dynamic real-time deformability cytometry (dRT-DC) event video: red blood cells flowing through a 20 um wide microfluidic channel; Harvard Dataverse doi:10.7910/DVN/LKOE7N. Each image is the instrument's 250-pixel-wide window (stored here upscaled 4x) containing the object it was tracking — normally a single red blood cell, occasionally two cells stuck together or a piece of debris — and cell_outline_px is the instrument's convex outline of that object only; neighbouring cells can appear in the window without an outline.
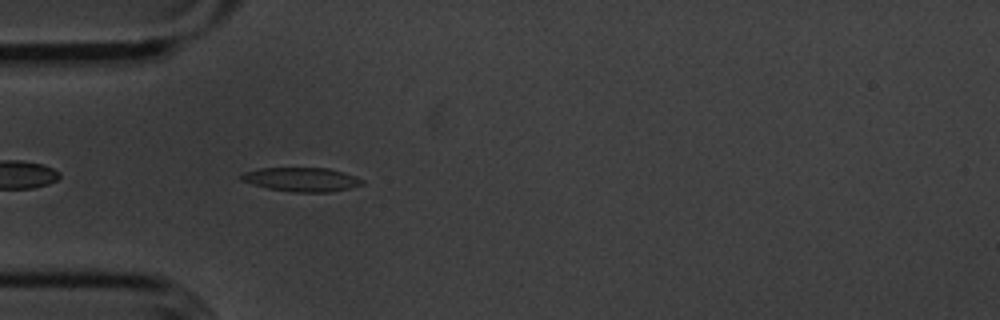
{"species": "common noctule bat (a hibernating species)", "species_latin": "Nyctalus noctula", "temperature_condition": "cold", "stored_images_in_passage": 21, "camera_frame_rate_fps": 3000, "um_per_image_px": 0.085, "animal": {"sex": "male", "body_mass_g": 20.1, "forearm_length_mm": 53.5}, "frame": {"image": 1, "passage_image": 4, "time_ms": 1.0, "image_size_px": [1000, 320], "cell_outline_px": [[364, 184], [348, 188], [328, 192], [292, 192], [268, 188], [252, 184], [240, 180], [240, 176], [244, 172], [260, 168], [328, 168], [344, 172], [356, 176], [364, 180]], "centroid_in_image_um": [25.64, 15.25], "position_along_channel_um": 59.4, "area_um2": 16.88}}
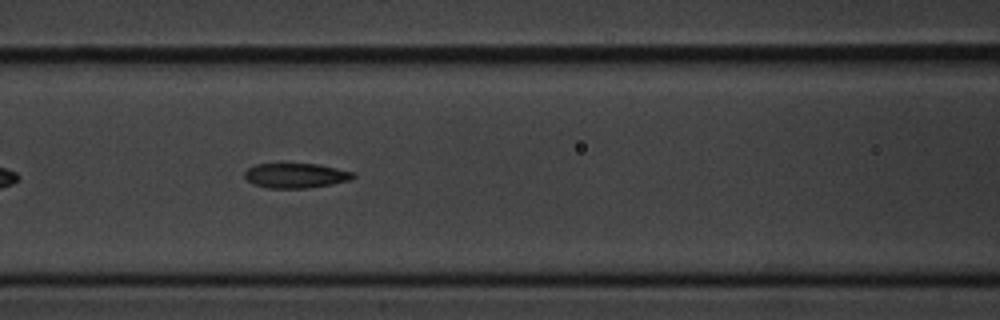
{"frame": {"image": 2, "passage_image": 11, "time_ms": 3.333, "image_size_px": [1000, 320], "cell_outline_px": [[356, 176], [352, 180], [332, 184], [308, 188], [268, 188], [252, 184], [244, 176], [244, 172], [248, 168], [256, 164], [316, 164], [336, 168], [352, 172]], "centroid_in_image_um": [25.13, 14.93], "position_along_channel_um": 141.5, "area_um2": 15.66}}
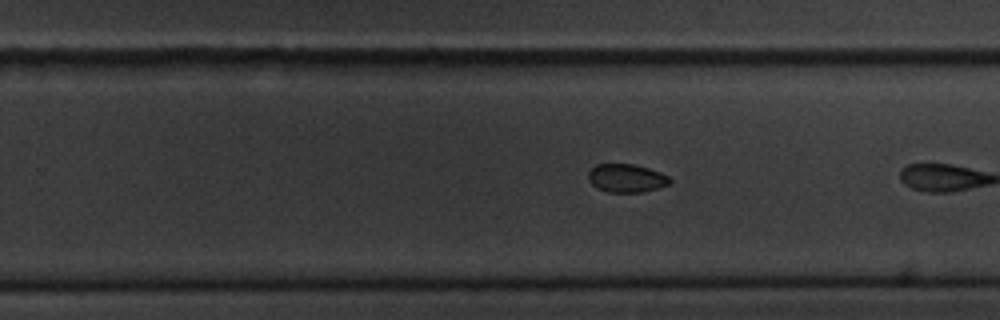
{"frame": {"image": 3, "passage_image": 20, "time_ms": 6.333, "image_size_px": [1000, 320], "cell_outline_px": [[672, 180], [668, 184], [644, 192], [608, 192], [596, 188], [588, 180], [588, 172], [596, 164], [632, 164], [648, 168], [660, 172], [668, 176]], "centroid_in_image_um": [53.22, 15.14], "position_along_channel_um": 276.6, "area_um2": 13.41}}